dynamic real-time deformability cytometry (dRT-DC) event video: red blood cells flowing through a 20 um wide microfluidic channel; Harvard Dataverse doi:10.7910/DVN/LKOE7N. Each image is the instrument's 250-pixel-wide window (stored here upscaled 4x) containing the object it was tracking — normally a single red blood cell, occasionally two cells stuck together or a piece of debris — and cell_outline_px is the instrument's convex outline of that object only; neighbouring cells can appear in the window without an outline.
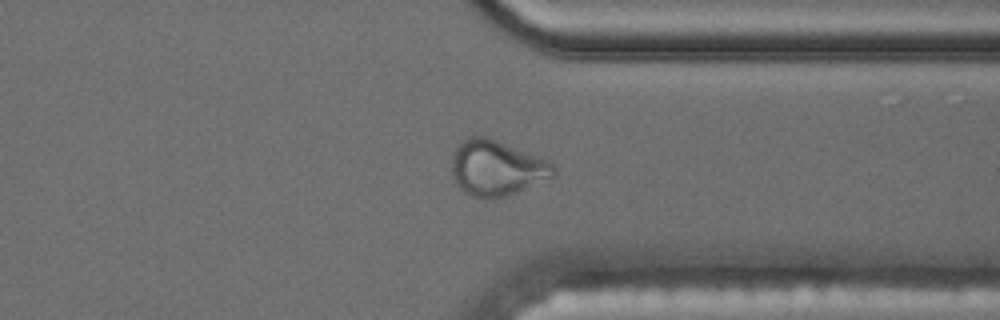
{"species": "common noctule bat (a hibernating species)", "species_latin": "Nyctalus noctula", "temperature_condition": "cold", "stored_images_in_passage": 45, "camera_frame_rate_fps": 3000, "um_per_image_px": 0.085, "animal": {"sex": "male", "body_mass_g": 17.5, "forearm_length_mm": 52.3}, "frame": {"image": 1, "passage_image": 32, "time_ms": 10.333, "image_size_px": [1000, 320], "cell_outline_px": [[556, 176], [516, 192], [504, 196], [472, 196], [464, 192], [456, 184], [452, 176], [452, 152], [460, 140], [468, 136], [488, 136], [548, 160], [556, 164]], "centroid_in_image_um": [42.21, 14.23], "position_along_channel_um": 369.2, "area_um2": 33.0}, "authors_computed_cell_mechanics": {"area_um2": 22.3108, "velocity_mm_per_s": 3.528, "shape_relaxation_time_tau1_ms": null, "shape_relaxation_time_tau2_ms": 1.5001, "deformation_change_tau1": null, "deformation_change_tau2": 0.0695}}